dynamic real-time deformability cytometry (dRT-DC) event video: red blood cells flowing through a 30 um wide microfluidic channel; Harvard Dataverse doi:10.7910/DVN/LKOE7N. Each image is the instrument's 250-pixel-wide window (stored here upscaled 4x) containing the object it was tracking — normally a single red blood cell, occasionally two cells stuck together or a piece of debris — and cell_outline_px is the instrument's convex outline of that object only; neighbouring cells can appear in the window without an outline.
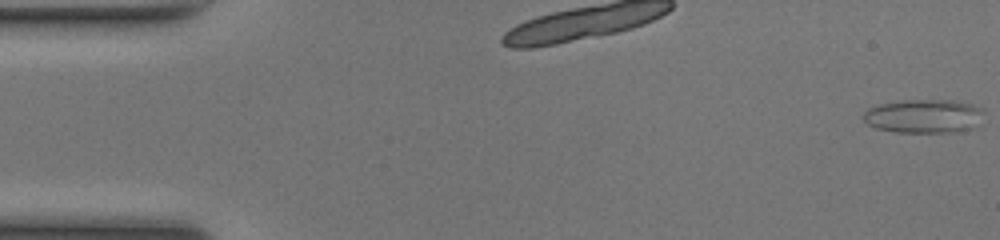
{"species": "common noctule bat (a hibernating species)", "species_latin": "Nyctalus noctula", "temperature_condition": "room temperature", "stored_images_in_passage": 18, "camera_frame_rate_fps": 3000, "um_per_image_px": 0.085, "animal": {"sex": "female", "body_mass_g": 17.0, "forearm_length_mm": 48.0}, "frame": {"image": 1, "passage_image": 1, "time_ms": 0.0, "image_size_px": [1000, 240], "cell_outline_px": [[984, 124], [972, 128], [956, 132], [896, 132], [876, 128], [868, 124], [864, 120], [864, 112], [868, 108], [880, 104], [900, 100], [956, 100], [972, 104], [984, 108]], "centroid_in_image_um": [78.63, 9.87], "position_along_channel_um": 6.4, "area_um2": 24.22}}